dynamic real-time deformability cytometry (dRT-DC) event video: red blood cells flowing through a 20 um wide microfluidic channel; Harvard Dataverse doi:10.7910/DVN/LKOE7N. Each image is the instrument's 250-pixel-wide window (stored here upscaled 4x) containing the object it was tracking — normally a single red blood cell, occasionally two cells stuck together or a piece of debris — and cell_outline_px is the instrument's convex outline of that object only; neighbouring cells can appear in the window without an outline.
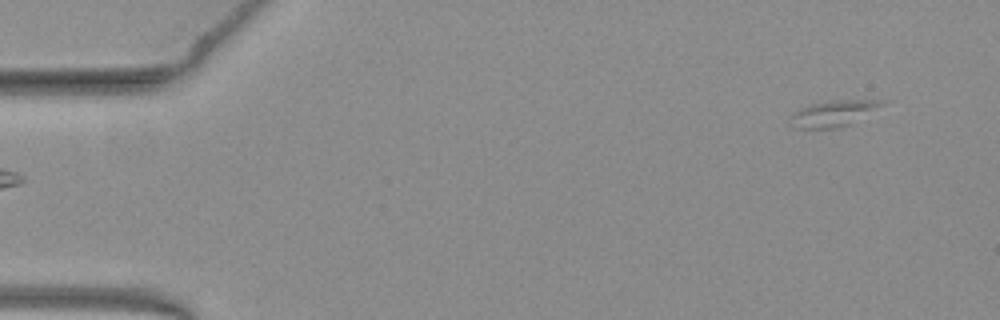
{"species": "common noctule bat (a hibernating species)", "species_latin": "Nyctalus noctula", "temperature_condition": "warm", "stored_images_in_passage": 49, "camera_frame_rate_fps": 3000, "um_per_image_px": 0.085, "animal": {"sex": "female", "body_mass_g": 19.3, "forearm_length_mm": 54.1}, "frame": {"image": 1, "passage_image": 1, "time_ms": 0.0, "image_size_px": [1000, 320], "cell_outline_px": [[892, 100], [852, 124], [836, 128], [796, 128], [788, 116], [792, 112], [800, 108], [812, 104], [828, 100]], "centroid_in_image_um": [70.88, 9.63], "position_along_channel_um": 14.1, "area_um2": 14.1}}
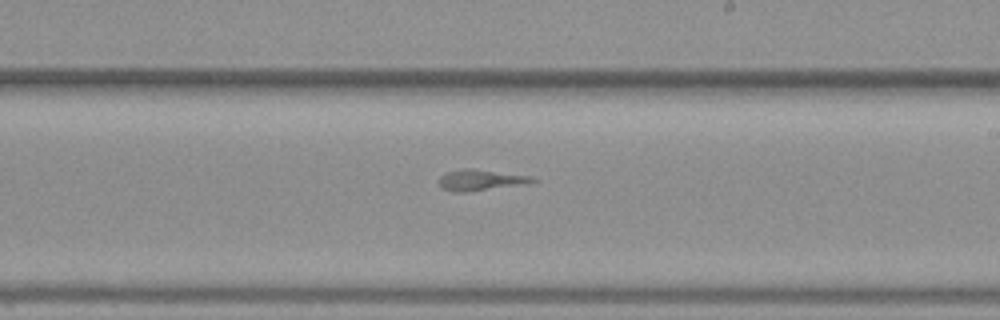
{"frame": {"image": 2, "passage_image": 28, "time_ms": 9.0, "image_size_px": [1000, 320], "cell_outline_px": [[540, 180], [468, 192], [452, 192], [440, 188], [440, 176], [448, 172], [464, 168], [472, 168], [528, 176]], "centroid_in_image_um": [40.73, 15.3], "position_along_channel_um": 248.3, "area_um2": 10.98}}
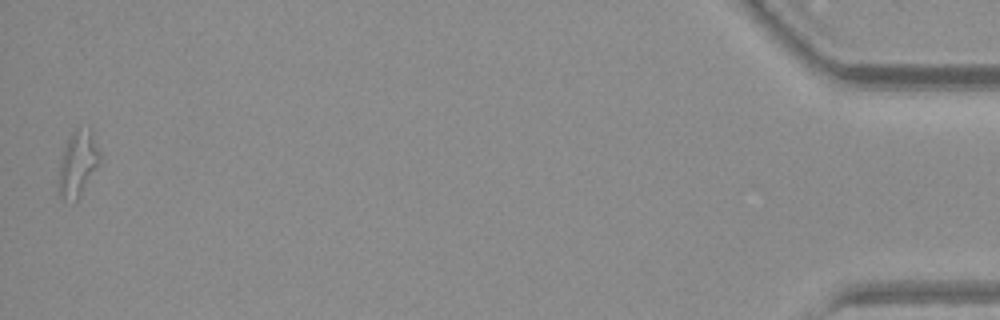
{"frame": {"image": 3, "passage_image": 49, "time_ms": 16.0, "image_size_px": [1000, 320], "cell_outline_px": [[100, 160], [80, 196], [76, 200], [64, 200], [60, 196], [60, 160], [64, 148], [72, 132], [76, 128], [92, 128], [100, 152]], "centroid_in_image_um": [6.64, 13.85], "position_along_channel_um": 428.6, "area_um2": 15.32}}